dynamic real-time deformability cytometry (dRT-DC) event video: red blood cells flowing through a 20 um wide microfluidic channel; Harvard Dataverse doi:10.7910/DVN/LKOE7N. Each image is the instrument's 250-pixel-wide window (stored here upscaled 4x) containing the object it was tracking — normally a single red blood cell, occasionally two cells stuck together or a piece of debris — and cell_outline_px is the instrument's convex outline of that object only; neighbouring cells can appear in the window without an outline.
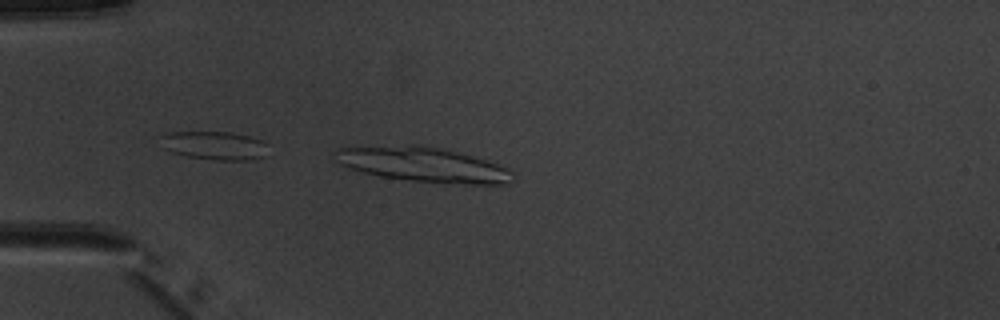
{"species": "common noctule bat (a hibernating species)", "species_latin": "Nyctalus noctula", "temperature_condition": "warm", "stored_images_in_passage": 5, "camera_frame_rate_fps": 3000, "um_per_image_px": 0.085, "animal": {"sex": "male", "body_mass_g": 20.1, "forearm_length_mm": 53.5}, "frame": {"image": 1, "passage_image": 4, "time_ms": 3.667, "image_size_px": [1000, 320], "cell_outline_px": [[512, 180], [508, 184], [464, 184], [412, 180], [380, 176], [348, 168], [340, 164], [336, 160], [332, 152], [336, 148], [440, 148], [488, 160], [500, 164], [512, 172]], "centroid_in_image_um": [36.04, 14.04], "position_along_channel_um": 49.0, "area_um2": 34.28}}